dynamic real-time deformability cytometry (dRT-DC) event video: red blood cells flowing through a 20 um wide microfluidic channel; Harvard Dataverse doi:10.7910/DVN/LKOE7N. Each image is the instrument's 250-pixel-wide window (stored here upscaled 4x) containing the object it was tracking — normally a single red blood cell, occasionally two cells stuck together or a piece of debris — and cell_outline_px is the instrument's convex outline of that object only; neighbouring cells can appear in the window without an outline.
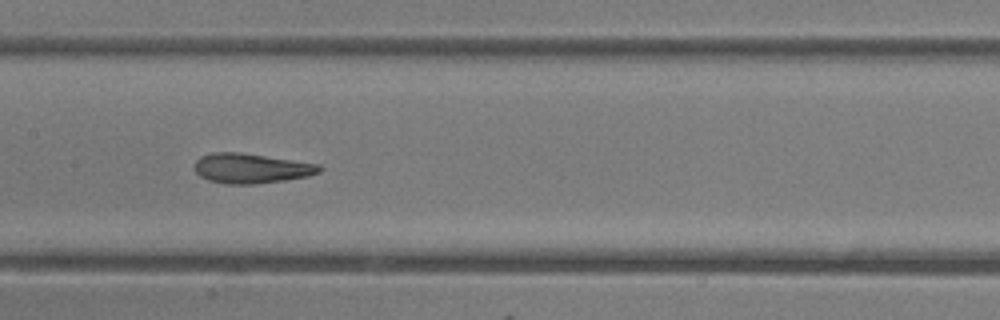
{"species": "common noctule bat (a hibernating species)", "species_latin": "Nyctalus noctula", "temperature_condition": "room temperature", "stored_images_in_passage": 37, "camera_frame_rate_fps": 3000, "um_per_image_px": 0.085, "animal": {"sex": "female"}, "frame": {"image": 1, "passage_image": 11, "time_ms": 3.333, "image_size_px": [1000, 320], "cell_outline_px": [[324, 168], [320, 172], [308, 176], [284, 180], [256, 184], [224, 184], [208, 180], [200, 176], [192, 168], [196, 160], [200, 156], [212, 152], [240, 152], [320, 164]], "centroid_in_image_um": [21.32, 14.3], "position_along_channel_um": 186.1, "area_um2": 21.96}, "authors_computed_cell_mechanics": {"area_um2": 22.542, "velocity_mm_per_s": 4.135, "shape_relaxation_time_tau1_ms": 5.1109, "shape_relaxation_time_tau2_ms": 1.41, "deformation_change_tau1": 0.2165, "deformation_change_tau2": 0.0956}}